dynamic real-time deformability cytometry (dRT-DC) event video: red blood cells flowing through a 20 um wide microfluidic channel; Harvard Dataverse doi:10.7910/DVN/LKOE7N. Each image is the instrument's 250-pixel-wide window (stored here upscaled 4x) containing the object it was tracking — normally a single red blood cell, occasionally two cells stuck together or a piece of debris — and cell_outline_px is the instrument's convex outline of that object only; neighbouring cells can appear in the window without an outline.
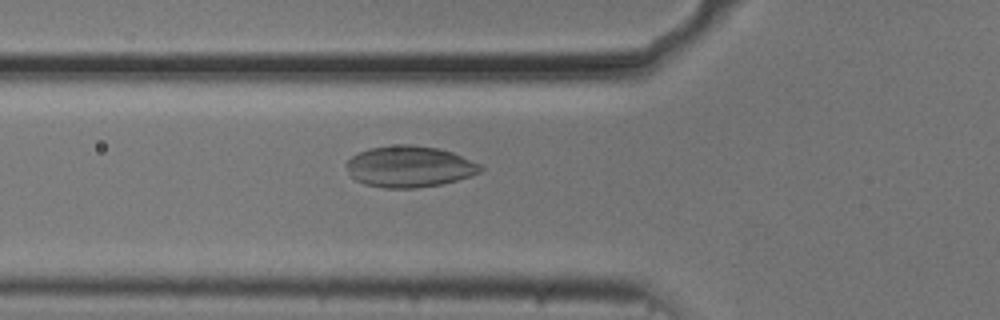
{"species": "common noctule bat (a hibernating species)", "species_latin": "Nyctalus noctula", "temperature_condition": "cold", "stored_images_in_passage": 54, "camera_frame_rate_fps": 3000, "um_per_image_px": 0.085, "animal": {"sex": "male", "body_mass_g": 20.5, "forearm_length_mm": 52.5}, "frame": {"image": 1, "passage_image": 19, "time_ms": 6.0, "image_size_px": [1000, 320], "cell_outline_px": [[484, 168], [480, 172], [456, 180], [440, 184], [416, 188], [384, 188], [364, 184], [356, 180], [348, 172], [344, 164], [352, 156], [368, 148], [400, 144], [412, 144], [436, 148], [452, 152], [480, 164]], "centroid_in_image_um": [34.77, 14.16], "position_along_channel_um": 91.0, "area_um2": 32.14}}
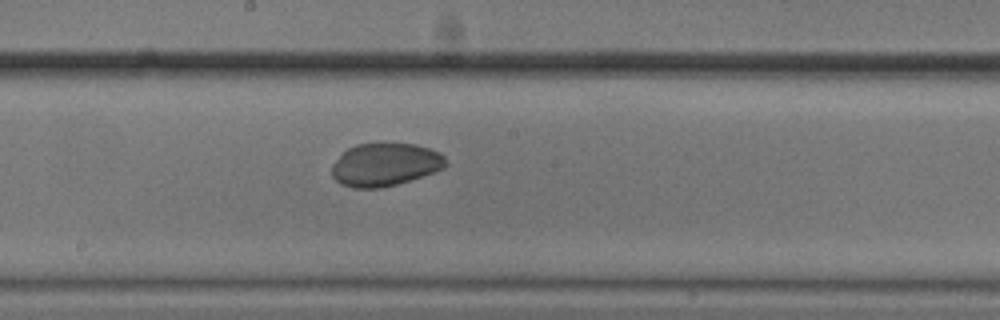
{"frame": {"image": 2, "passage_image": 29, "time_ms": 9.333, "image_size_px": [1000, 320], "cell_outline_px": [[448, 164], [444, 168], [396, 184], [380, 188], [352, 188], [340, 184], [332, 176], [332, 164], [348, 148], [356, 144], [416, 144], [440, 152], [444, 156]], "centroid_in_image_um": [32.72, 13.99], "position_along_channel_um": 215.5, "area_um2": 28.26}}
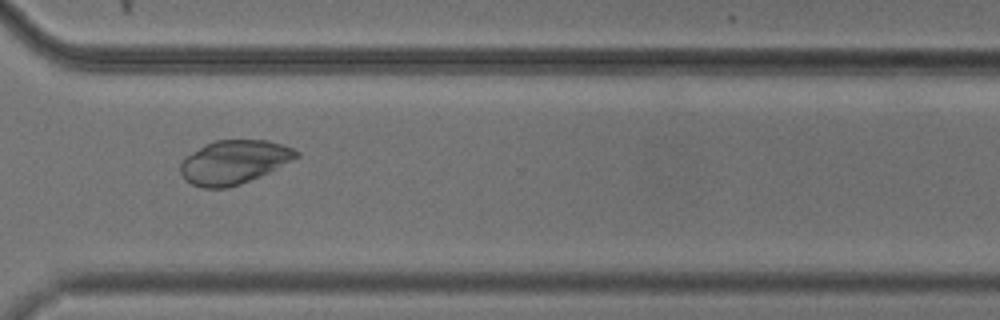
{"frame": {"image": 3, "passage_image": 40, "time_ms": 13.0, "image_size_px": [1000, 320], "cell_outline_px": [[300, 156], [260, 176], [240, 184], [228, 188], [204, 188], [192, 184], [184, 180], [180, 172], [180, 164], [184, 156], [204, 144], [216, 140], [268, 140], [284, 144], [300, 152]], "centroid_in_image_um": [19.86, 13.77], "position_along_channel_um": 350.7, "area_um2": 29.71}}